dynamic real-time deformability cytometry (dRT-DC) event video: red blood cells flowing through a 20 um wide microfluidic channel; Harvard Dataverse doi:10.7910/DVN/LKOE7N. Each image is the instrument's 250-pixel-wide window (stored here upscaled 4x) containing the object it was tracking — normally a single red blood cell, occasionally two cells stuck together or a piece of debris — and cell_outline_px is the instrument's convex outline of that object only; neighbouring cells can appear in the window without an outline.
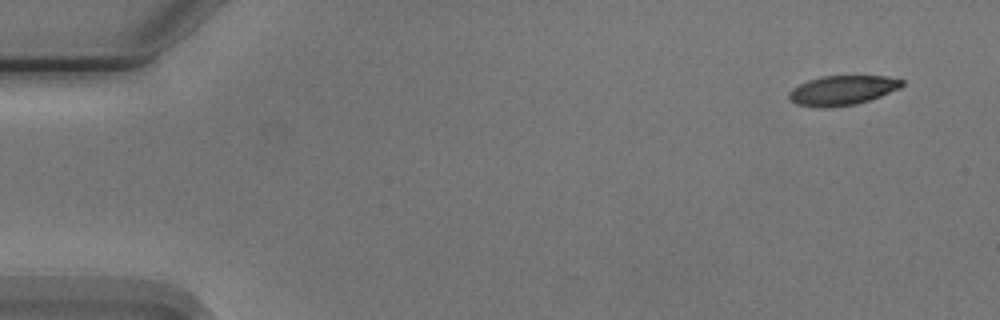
{"species": "Egyptian fruit bat (a non-hibernating species)", "species_latin": "Rousettus aegyptiacus", "temperature_condition": "cold", "stored_images_in_passage": 9, "camera_frame_rate_fps": 3000, "um_per_image_px": 0.085, "animal": {"sex": "male"}, "frame": {"image": 1, "passage_image": 1, "time_ms": 0.0, "image_size_px": [1000, 320], "cell_outline_px": [[904, 84], [900, 88], [880, 96], [856, 104], [832, 108], [816, 108], [796, 104], [788, 96], [788, 92], [792, 88], [808, 80], [820, 76], [888, 76], [904, 80]], "centroid_in_image_um": [71.58, 7.68], "position_along_channel_um": 13.4, "area_um2": 19.65}}
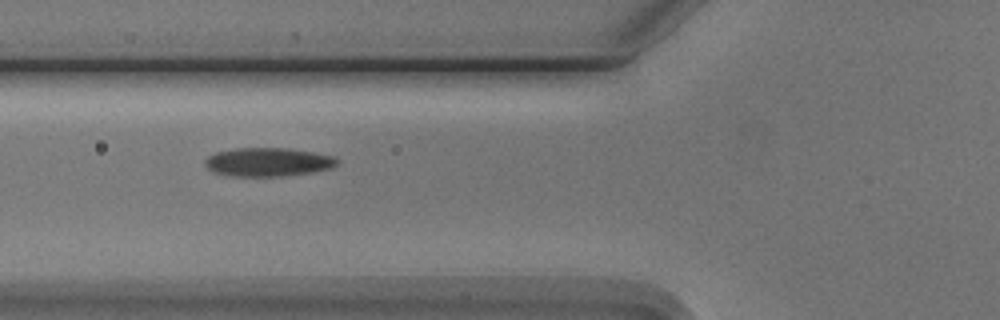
{"frame": {"image": 2, "passage_image": 6, "time_ms": 5.667, "image_size_px": [1000, 320], "cell_outline_px": [[340, 160], [332, 168], [312, 172], [288, 176], [232, 176], [216, 172], [208, 168], [204, 164], [204, 160], [208, 156], [216, 152], [236, 148], [288, 148], [312, 152], [332, 156]], "centroid_in_image_um": [22.79, 13.77], "position_along_channel_um": 103.0, "area_um2": 22.02}}
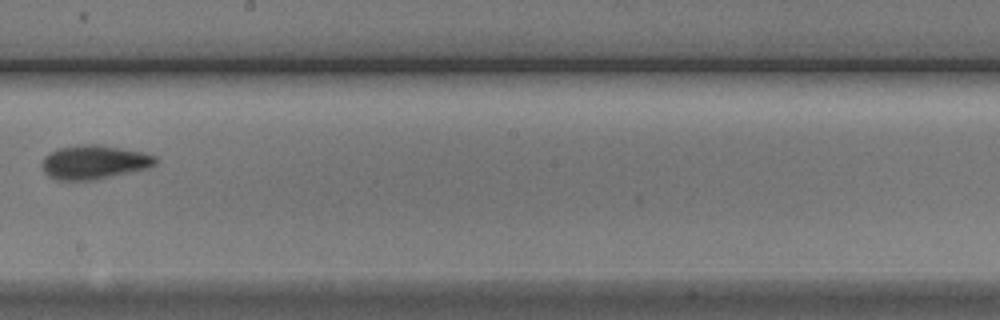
{"frame": {"image": 3, "passage_image": 9, "time_ms": 9.333, "image_size_px": [1000, 320], "cell_outline_px": [[156, 164], [148, 168], [92, 180], [56, 180], [48, 176], [44, 172], [44, 156], [56, 148], [76, 144], [100, 144], [144, 152], [156, 156]], "centroid_in_image_um": [8.0, 13.76], "position_along_channel_um": 240.2, "area_um2": 22.48}}